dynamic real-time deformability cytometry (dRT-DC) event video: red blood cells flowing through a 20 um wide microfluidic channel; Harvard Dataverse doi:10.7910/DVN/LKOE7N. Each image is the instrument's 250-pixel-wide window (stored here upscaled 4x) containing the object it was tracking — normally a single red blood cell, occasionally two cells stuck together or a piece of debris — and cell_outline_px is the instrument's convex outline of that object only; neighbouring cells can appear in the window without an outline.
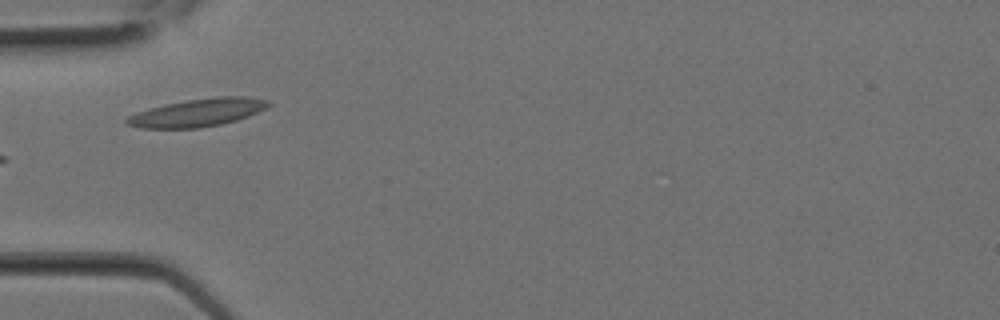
{"species": "Egyptian fruit bat (a non-hibernating species)", "species_latin": "Rousettus aegyptiacus", "temperature_condition": "room temperature", "stored_images_in_passage": 1, "camera_frame_rate_fps": 3000, "um_per_image_px": 0.085, "animal": {"sex": "female"}, "frame": {"image": 1, "passage_image": 1, "time_ms": 0.0, "image_size_px": [1000, 320], "cell_outline_px": [[272, 104], [248, 116], [236, 120], [220, 124], [200, 128], [140, 128], [124, 124], [124, 120], [128, 116], [136, 112], [148, 108], [164, 104], [188, 100], [220, 96], [244, 96], [268, 100]], "centroid_in_image_um": [16.74, 9.57], "position_along_channel_um": 68.3, "area_um2": 22.95}}